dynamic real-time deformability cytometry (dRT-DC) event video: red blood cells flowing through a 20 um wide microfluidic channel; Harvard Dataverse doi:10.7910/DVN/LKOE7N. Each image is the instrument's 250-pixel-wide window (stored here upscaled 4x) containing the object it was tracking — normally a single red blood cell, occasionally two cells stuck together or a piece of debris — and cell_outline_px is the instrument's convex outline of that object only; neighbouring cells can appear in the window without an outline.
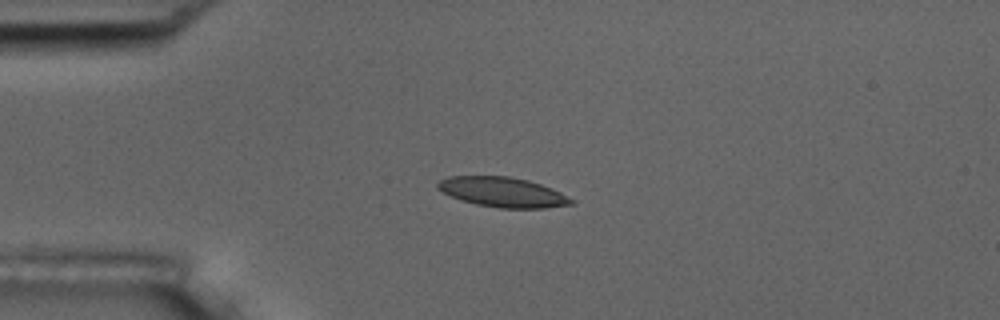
{"species": "common noctule bat (a hibernating species)", "species_latin": "Nyctalus noctula", "temperature_condition": "room temperature", "stored_images_in_passage": 4, "camera_frame_rate_fps": 3000, "um_per_image_px": 0.085, "animal": {"sex": "male", "body_mass_g": 17.5, "forearm_length_mm": 52.3}, "frame": {"image": 1, "passage_image": 3, "time_ms": 2.333, "image_size_px": [1000, 320], "cell_outline_px": [[576, 204], [544, 208], [500, 208], [476, 204], [460, 200], [436, 188], [436, 184], [440, 180], [448, 176], [508, 176], [528, 180], [552, 188], [576, 200]], "centroid_in_image_um": [42.76, 16.33], "position_along_channel_um": 42.2, "area_um2": 23.35}}